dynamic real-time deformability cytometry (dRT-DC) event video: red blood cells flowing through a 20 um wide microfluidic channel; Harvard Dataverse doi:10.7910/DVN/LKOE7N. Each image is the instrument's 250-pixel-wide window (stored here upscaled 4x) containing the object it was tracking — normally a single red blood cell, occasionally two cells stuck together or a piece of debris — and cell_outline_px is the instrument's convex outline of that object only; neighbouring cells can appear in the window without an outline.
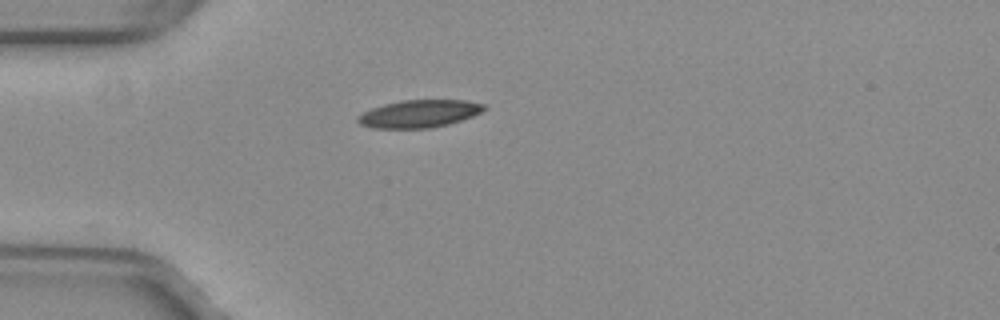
{"species": "common noctule bat (a hibernating species)", "species_latin": "Nyctalus noctula", "temperature_condition": "warm", "stored_images_in_passage": 38, "camera_frame_rate_fps": 3000, "um_per_image_px": 0.085, "animal": {"sex": "female", "body_mass_g": 29.2, "forearm_length_mm": 56.3}, "frame": {"image": 1, "passage_image": 1, "time_ms": 0.0, "image_size_px": [1000, 320], "cell_outline_px": [[488, 108], [472, 116], [448, 124], [432, 128], [372, 128], [360, 124], [356, 120], [356, 116], [372, 108], [384, 104], [400, 100], [468, 100], [484, 104]], "centroid_in_image_um": [35.62, 9.66], "position_along_channel_um": 49.4, "area_um2": 20.35}}
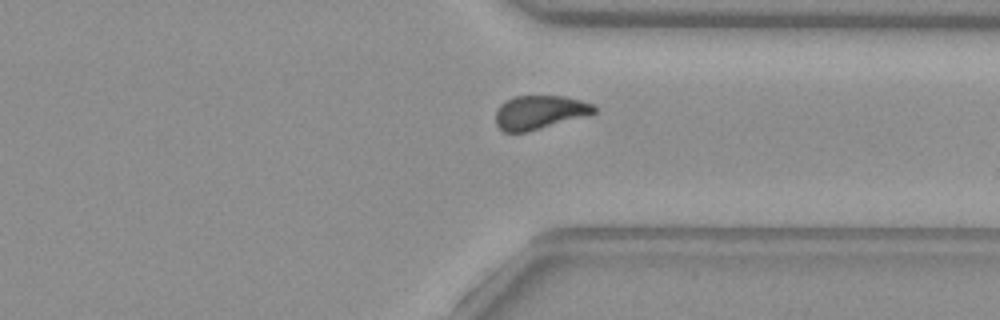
{"frame": {"image": 2, "passage_image": 26, "time_ms": 8.333, "image_size_px": [1000, 320], "cell_outline_px": [[596, 112], [588, 116], [528, 132], [504, 132], [496, 124], [496, 112], [500, 104], [512, 96], [564, 96], [580, 100], [592, 104], [596, 108]], "centroid_in_image_um": [45.87, 9.55], "position_along_channel_um": 365.5, "area_um2": 19.54}}
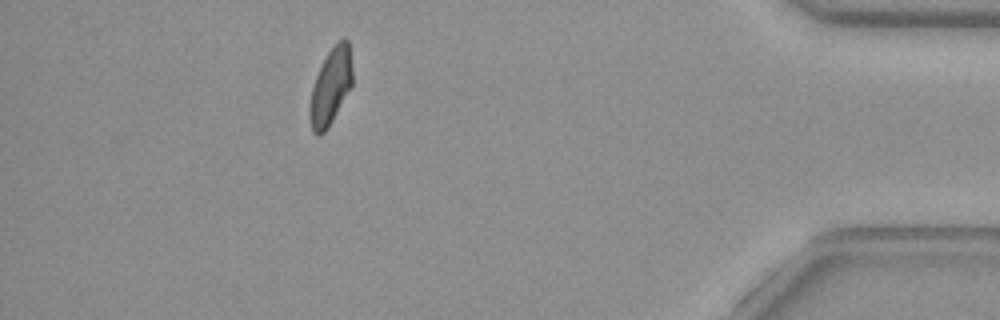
{"frame": {"image": 3, "passage_image": 33, "time_ms": 10.667, "image_size_px": [1000, 320], "cell_outline_px": [[352, 84], [328, 128], [320, 136], [316, 136], [312, 132], [308, 112], [312, 88], [316, 76], [328, 52], [344, 36], [348, 40], [352, 68]], "centroid_in_image_um": [28.09, 7.4], "position_along_channel_um": 407.1, "area_um2": 18.79}, "authors_computed_cell_mechanics": {"area_um2": 20.3167, "velocity_mm_per_s": 3.9776, "shape_relaxation_time_tau1_ms": null, "shape_relaxation_time_tau2_ms": 2.6304, "deformation_change_tau1": null, "deformation_change_tau2": 0.0746}}